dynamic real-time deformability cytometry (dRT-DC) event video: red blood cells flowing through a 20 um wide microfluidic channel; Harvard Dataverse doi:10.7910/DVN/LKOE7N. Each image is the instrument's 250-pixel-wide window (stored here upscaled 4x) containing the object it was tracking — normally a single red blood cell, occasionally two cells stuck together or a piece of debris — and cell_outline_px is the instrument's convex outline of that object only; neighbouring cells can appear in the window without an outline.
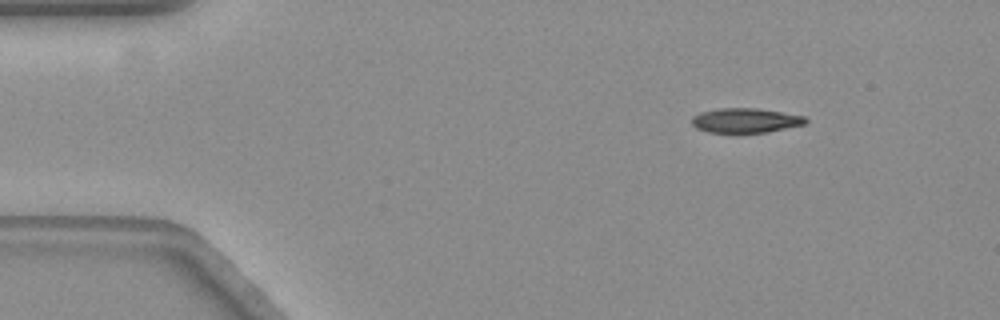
{"species": "common noctule bat (a hibernating species)", "species_latin": "Nyctalus noctula", "temperature_condition": "warm", "stored_images_in_passage": 14, "camera_frame_rate_fps": 3000, "um_per_image_px": 0.085, "animal": {"sex": "female", "body_mass_g": 19.3, "forearm_length_mm": 54.1}, "frame": {"image": 1, "passage_image": 1, "time_ms": 0.0, "image_size_px": [1000, 320], "cell_outline_px": [[808, 120], [804, 124], [764, 132], [708, 132], [696, 128], [692, 124], [692, 116], [700, 112], [720, 108], [756, 108], [804, 116]], "centroid_in_image_um": [63.31, 10.23], "position_along_channel_um": 21.7, "area_um2": 16.01}}
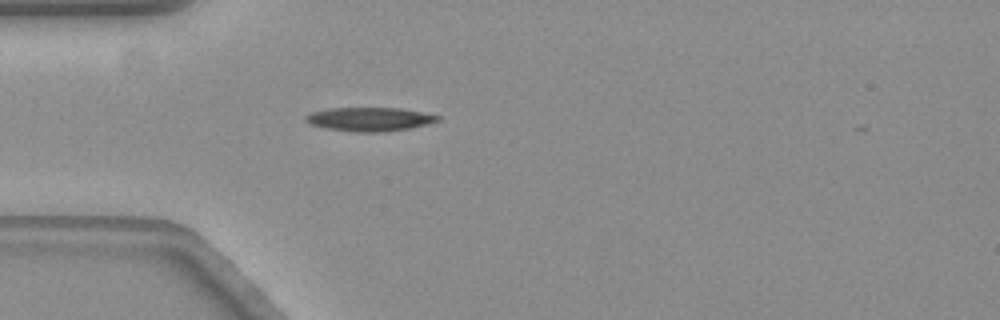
{"frame": {"image": 2, "passage_image": 10, "time_ms": 3.0, "image_size_px": [1000, 320], "cell_outline_px": [[440, 120], [408, 128], [380, 132], [352, 132], [328, 128], [312, 124], [304, 120], [304, 116], [312, 112], [328, 108], [400, 108], [440, 116]], "centroid_in_image_um": [31.37, 10.12], "position_along_channel_um": 53.6, "area_um2": 17.98}}